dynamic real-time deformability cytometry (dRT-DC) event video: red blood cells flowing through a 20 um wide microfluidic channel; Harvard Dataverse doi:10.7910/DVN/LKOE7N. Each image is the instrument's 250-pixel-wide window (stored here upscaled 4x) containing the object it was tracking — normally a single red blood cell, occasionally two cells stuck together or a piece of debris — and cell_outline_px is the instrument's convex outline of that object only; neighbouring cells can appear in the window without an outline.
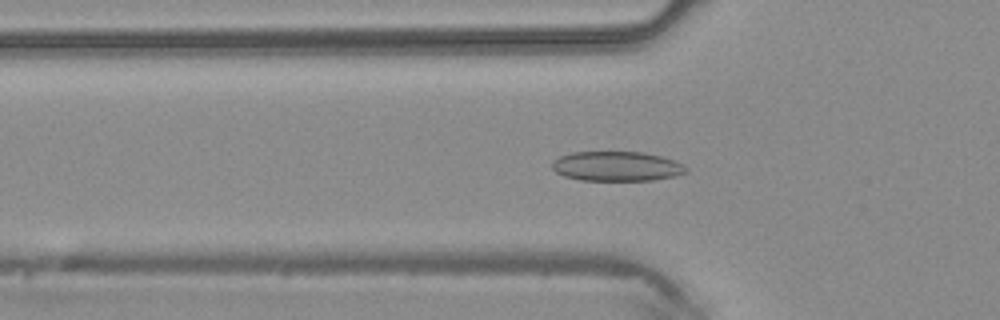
{"species": "common noctule bat (a hibernating species)", "species_latin": "Nyctalus noctula", "temperature_condition": "warm", "stored_images_in_passage": 41, "camera_frame_rate_fps": 3000, "um_per_image_px": 0.085, "animal": {"sex": "male", "body_mass_g": 20.4}, "frame": {"image": 1, "passage_image": 11, "time_ms": 3.333, "image_size_px": [1000, 320], "cell_outline_px": [[688, 172], [676, 176], [652, 180], [580, 180], [564, 176], [556, 172], [552, 168], [552, 160], [560, 156], [572, 152], [644, 152], [664, 156], [684, 164], [688, 168]], "centroid_in_image_um": [52.46, 14.13], "position_along_channel_um": 73.3, "area_um2": 23.41}}
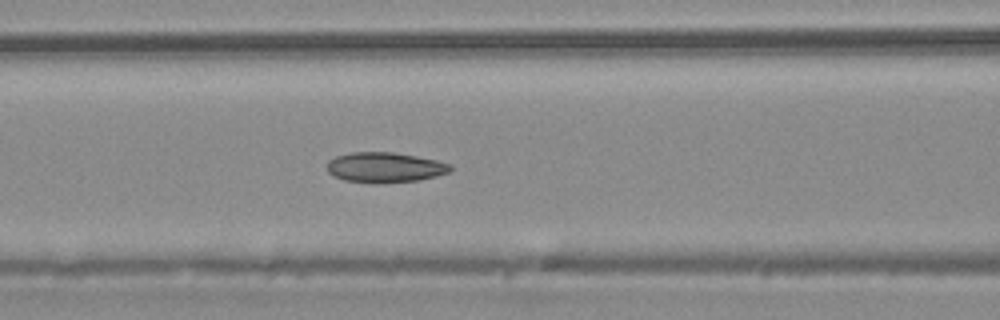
{"frame": {"image": 2, "passage_image": 15, "time_ms": 4.667, "image_size_px": [1000, 320], "cell_outline_px": [[452, 172], [420, 180], [344, 180], [332, 176], [328, 172], [328, 160], [336, 156], [352, 152], [392, 152], [416, 156], [436, 160], [452, 164]], "centroid_in_image_um": [32.75, 14.18], "position_along_channel_um": 133.8, "area_um2": 20.87}}
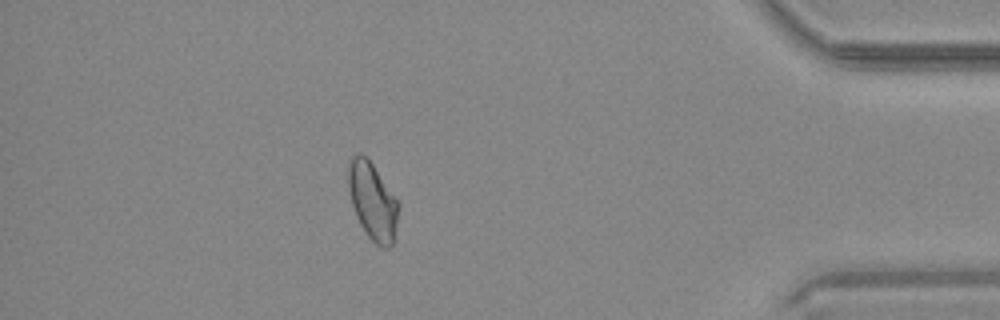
{"frame": {"image": 3, "passage_image": 36, "time_ms": 11.667, "image_size_px": [1000, 320], "cell_outline_px": [[400, 204], [392, 244], [388, 248], [380, 248], [368, 236], [360, 224], [356, 216], [352, 204], [348, 188], [348, 160], [352, 156], [364, 156], [372, 164]], "centroid_in_image_um": [31.66, 17.13], "position_along_channel_um": 403.5, "area_um2": 22.2}}